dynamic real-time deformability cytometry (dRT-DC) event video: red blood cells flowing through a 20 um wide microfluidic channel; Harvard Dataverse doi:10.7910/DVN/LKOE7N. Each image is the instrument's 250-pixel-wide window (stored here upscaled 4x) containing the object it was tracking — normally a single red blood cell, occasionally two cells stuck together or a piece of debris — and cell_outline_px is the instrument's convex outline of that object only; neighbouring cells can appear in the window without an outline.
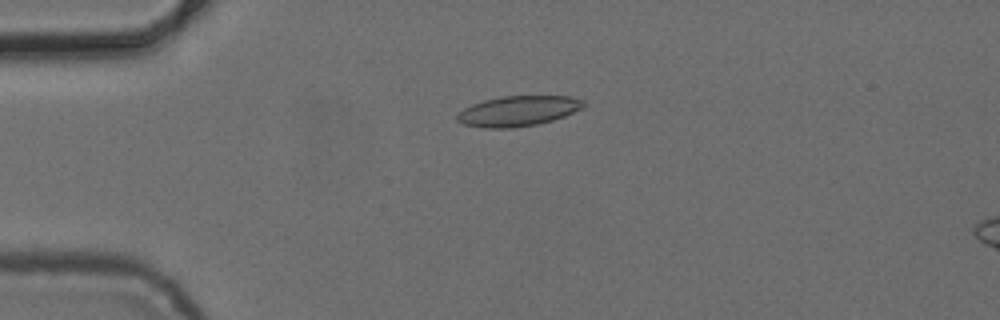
{"species": "common noctule bat (a hibernating species)", "species_latin": "Nyctalus noctula", "temperature_condition": "cold", "stored_images_in_passage": 5, "camera_frame_rate_fps": 3000, "um_per_image_px": 0.085, "animal": {"sex": "female", "body_mass_g": 24.6, "forearm_length_mm": 56.2}, "frame": {"image": 1, "passage_image": 4, "time_ms": 4.0, "image_size_px": [1000, 320], "cell_outline_px": [[584, 104], [580, 108], [564, 116], [552, 120], [536, 124], [512, 128], [484, 128], [464, 124], [456, 120], [456, 116], [464, 108], [472, 104], [484, 100], [500, 96], [568, 96], [584, 100]], "centroid_in_image_um": [43.99, 9.43], "position_along_channel_um": 41.0, "area_um2": 22.08}}